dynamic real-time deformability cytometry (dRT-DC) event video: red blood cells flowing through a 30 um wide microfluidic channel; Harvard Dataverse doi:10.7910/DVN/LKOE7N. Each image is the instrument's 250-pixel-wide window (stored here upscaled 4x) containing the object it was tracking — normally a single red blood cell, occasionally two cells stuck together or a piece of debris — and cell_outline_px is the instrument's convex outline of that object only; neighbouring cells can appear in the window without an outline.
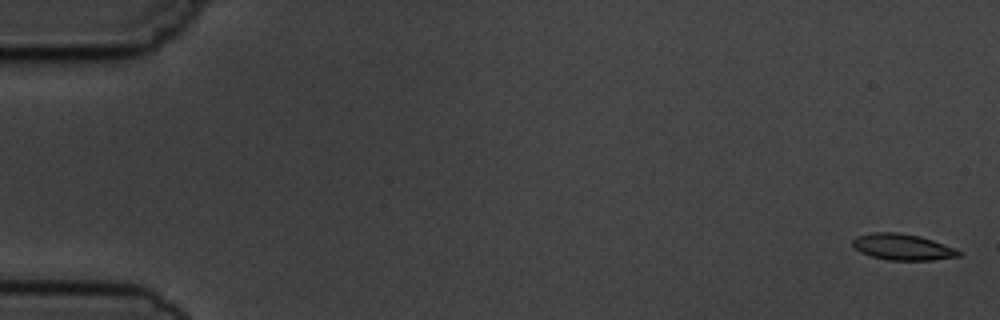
{"species": "common noctule bat (a hibernating species)", "species_latin": "Nyctalus noctula", "temperature_condition": "cold", "stored_images_in_passage": 7, "camera_frame_rate_fps": 3000, "um_per_image_px": 0.085, "animal": {"sex": "male", "body_mass_g": 19.5, "forearm_length_mm": 54.6}, "frame": {"image": 1, "passage_image": 1, "time_ms": 0.0, "image_size_px": [1000, 320], "cell_outline_px": [[964, 252], [960, 256], [932, 260], [888, 260], [872, 256], [860, 252], [852, 244], [852, 240], [856, 236], [872, 232], [900, 232], [920, 236], [944, 244]], "centroid_in_image_um": [76.73, 20.99], "position_along_channel_um": 8.3, "area_um2": 16.24}}
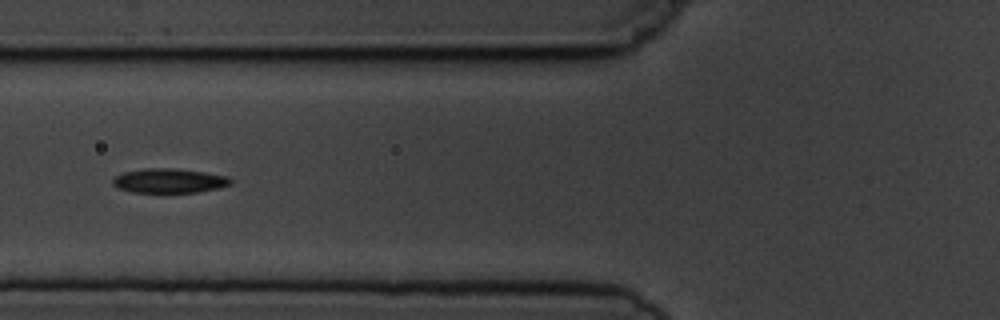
{"frame": {"image": 2, "passage_image": 7, "time_ms": 6.667, "image_size_px": [1000, 320], "cell_outline_px": [[232, 184], [216, 188], [196, 192], [132, 192], [116, 188], [112, 184], [112, 180], [116, 176], [124, 172], [144, 168], [172, 168], [204, 172], [228, 176], [232, 180]], "centroid_in_image_um": [14.35, 15.36], "position_along_channel_um": 111.4, "area_um2": 16.7}}